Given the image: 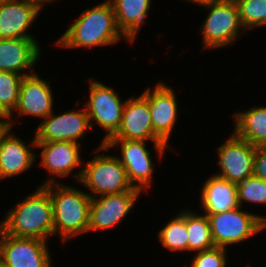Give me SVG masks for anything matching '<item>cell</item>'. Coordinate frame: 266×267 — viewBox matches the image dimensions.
I'll use <instances>...</instances> for the list:
<instances>
[{"instance_id": "obj_1", "label": "cell", "mask_w": 266, "mask_h": 267, "mask_svg": "<svg viewBox=\"0 0 266 267\" xmlns=\"http://www.w3.org/2000/svg\"><path fill=\"white\" fill-rule=\"evenodd\" d=\"M123 39V40H122ZM132 43L118 29L115 12L109 0L87 7L70 23L67 30L53 43L61 49H94Z\"/></svg>"}, {"instance_id": "obj_2", "label": "cell", "mask_w": 266, "mask_h": 267, "mask_svg": "<svg viewBox=\"0 0 266 267\" xmlns=\"http://www.w3.org/2000/svg\"><path fill=\"white\" fill-rule=\"evenodd\" d=\"M6 211L0 229L11 236L48 242L54 236L53 205L48 190L38 186Z\"/></svg>"}, {"instance_id": "obj_3", "label": "cell", "mask_w": 266, "mask_h": 267, "mask_svg": "<svg viewBox=\"0 0 266 267\" xmlns=\"http://www.w3.org/2000/svg\"><path fill=\"white\" fill-rule=\"evenodd\" d=\"M53 205L54 235L66 244L72 237L88 233L91 197L74 185L51 183L44 186Z\"/></svg>"}, {"instance_id": "obj_4", "label": "cell", "mask_w": 266, "mask_h": 267, "mask_svg": "<svg viewBox=\"0 0 266 267\" xmlns=\"http://www.w3.org/2000/svg\"><path fill=\"white\" fill-rule=\"evenodd\" d=\"M99 151H102L99 153ZM98 152V153H97ZM107 152V153H104ZM91 160H84L78 185H83L91 198L131 191L126 169L110 149L101 142L91 152ZM86 161V162H84Z\"/></svg>"}, {"instance_id": "obj_5", "label": "cell", "mask_w": 266, "mask_h": 267, "mask_svg": "<svg viewBox=\"0 0 266 267\" xmlns=\"http://www.w3.org/2000/svg\"><path fill=\"white\" fill-rule=\"evenodd\" d=\"M147 141L109 139L104 145L109 149L118 147L120 154H115L118 160L126 169L127 177L133 188L141 190L143 193L153 187V175L156 170L153 163L151 151L157 153V159L164 157L166 150L172 147L165 143H153L149 149Z\"/></svg>"}, {"instance_id": "obj_6", "label": "cell", "mask_w": 266, "mask_h": 267, "mask_svg": "<svg viewBox=\"0 0 266 267\" xmlns=\"http://www.w3.org/2000/svg\"><path fill=\"white\" fill-rule=\"evenodd\" d=\"M208 10L205 20L200 25L202 51L230 47L246 33L241 24L236 2L214 0L200 6Z\"/></svg>"}, {"instance_id": "obj_7", "label": "cell", "mask_w": 266, "mask_h": 267, "mask_svg": "<svg viewBox=\"0 0 266 267\" xmlns=\"http://www.w3.org/2000/svg\"><path fill=\"white\" fill-rule=\"evenodd\" d=\"M206 215L215 246L225 249L235 244L241 245L266 229V215L248 212L241 206L222 213Z\"/></svg>"}, {"instance_id": "obj_8", "label": "cell", "mask_w": 266, "mask_h": 267, "mask_svg": "<svg viewBox=\"0 0 266 267\" xmlns=\"http://www.w3.org/2000/svg\"><path fill=\"white\" fill-rule=\"evenodd\" d=\"M94 78H87L89 96L84 104L92 130H95V125L103 128L105 135L101 143L104 144L119 130L125 100L113 86Z\"/></svg>"}, {"instance_id": "obj_9", "label": "cell", "mask_w": 266, "mask_h": 267, "mask_svg": "<svg viewBox=\"0 0 266 267\" xmlns=\"http://www.w3.org/2000/svg\"><path fill=\"white\" fill-rule=\"evenodd\" d=\"M82 147L79 143L68 141L36 142V149H40V153H36L37 157L40 156L38 165L47 170V177L49 176L40 186L62 183L59 179L70 176L76 180L74 183L78 184L83 166ZM76 169H79L78 172Z\"/></svg>"}, {"instance_id": "obj_10", "label": "cell", "mask_w": 266, "mask_h": 267, "mask_svg": "<svg viewBox=\"0 0 266 267\" xmlns=\"http://www.w3.org/2000/svg\"><path fill=\"white\" fill-rule=\"evenodd\" d=\"M80 101L75 102V109L65 111L56 115L55 110L46 118L41 120L35 130L36 142L68 141L76 142L83 146L88 131H92L89 117L84 105ZM81 108V109H80ZM77 109V110H76ZM55 112V113H54ZM81 139V140H80Z\"/></svg>"}, {"instance_id": "obj_11", "label": "cell", "mask_w": 266, "mask_h": 267, "mask_svg": "<svg viewBox=\"0 0 266 267\" xmlns=\"http://www.w3.org/2000/svg\"><path fill=\"white\" fill-rule=\"evenodd\" d=\"M50 83L38 72L23 76L17 106L8 116L9 127H16L14 125L18 124L19 117H37L42 120L55 110L54 93Z\"/></svg>"}, {"instance_id": "obj_12", "label": "cell", "mask_w": 266, "mask_h": 267, "mask_svg": "<svg viewBox=\"0 0 266 267\" xmlns=\"http://www.w3.org/2000/svg\"><path fill=\"white\" fill-rule=\"evenodd\" d=\"M216 148L219 168L213 173L215 176L237 185L253 175L256 146L232 132L225 142Z\"/></svg>"}, {"instance_id": "obj_13", "label": "cell", "mask_w": 266, "mask_h": 267, "mask_svg": "<svg viewBox=\"0 0 266 267\" xmlns=\"http://www.w3.org/2000/svg\"><path fill=\"white\" fill-rule=\"evenodd\" d=\"M174 90L169 84L158 81L152 88L147 87L141 93L148 102L154 134L168 146L180 117L177 93Z\"/></svg>"}, {"instance_id": "obj_14", "label": "cell", "mask_w": 266, "mask_h": 267, "mask_svg": "<svg viewBox=\"0 0 266 267\" xmlns=\"http://www.w3.org/2000/svg\"><path fill=\"white\" fill-rule=\"evenodd\" d=\"M49 242L34 238H19L0 229V261L6 267H52Z\"/></svg>"}, {"instance_id": "obj_15", "label": "cell", "mask_w": 266, "mask_h": 267, "mask_svg": "<svg viewBox=\"0 0 266 267\" xmlns=\"http://www.w3.org/2000/svg\"><path fill=\"white\" fill-rule=\"evenodd\" d=\"M142 191L133 188L131 191L104 195L91 199L88 233L92 231L111 230L132 213Z\"/></svg>"}, {"instance_id": "obj_16", "label": "cell", "mask_w": 266, "mask_h": 267, "mask_svg": "<svg viewBox=\"0 0 266 267\" xmlns=\"http://www.w3.org/2000/svg\"><path fill=\"white\" fill-rule=\"evenodd\" d=\"M19 137L13 127H8L0 137V182L30 171L38 159L35 137L32 136L30 145Z\"/></svg>"}, {"instance_id": "obj_17", "label": "cell", "mask_w": 266, "mask_h": 267, "mask_svg": "<svg viewBox=\"0 0 266 267\" xmlns=\"http://www.w3.org/2000/svg\"><path fill=\"white\" fill-rule=\"evenodd\" d=\"M125 100L121 123L117 133L110 139L142 140L163 143L153 132L151 113L147 100L140 94Z\"/></svg>"}, {"instance_id": "obj_18", "label": "cell", "mask_w": 266, "mask_h": 267, "mask_svg": "<svg viewBox=\"0 0 266 267\" xmlns=\"http://www.w3.org/2000/svg\"><path fill=\"white\" fill-rule=\"evenodd\" d=\"M37 38L0 39V71L27 76L36 72L41 58Z\"/></svg>"}, {"instance_id": "obj_19", "label": "cell", "mask_w": 266, "mask_h": 267, "mask_svg": "<svg viewBox=\"0 0 266 267\" xmlns=\"http://www.w3.org/2000/svg\"><path fill=\"white\" fill-rule=\"evenodd\" d=\"M41 11L37 5L24 0H1L0 39L36 38L29 30L35 26L33 23Z\"/></svg>"}, {"instance_id": "obj_20", "label": "cell", "mask_w": 266, "mask_h": 267, "mask_svg": "<svg viewBox=\"0 0 266 267\" xmlns=\"http://www.w3.org/2000/svg\"><path fill=\"white\" fill-rule=\"evenodd\" d=\"M201 187L199 204L204 211L201 213H222L239 206L236 184L212 174Z\"/></svg>"}, {"instance_id": "obj_21", "label": "cell", "mask_w": 266, "mask_h": 267, "mask_svg": "<svg viewBox=\"0 0 266 267\" xmlns=\"http://www.w3.org/2000/svg\"><path fill=\"white\" fill-rule=\"evenodd\" d=\"M122 34L133 44L152 9V0H109Z\"/></svg>"}, {"instance_id": "obj_22", "label": "cell", "mask_w": 266, "mask_h": 267, "mask_svg": "<svg viewBox=\"0 0 266 267\" xmlns=\"http://www.w3.org/2000/svg\"><path fill=\"white\" fill-rule=\"evenodd\" d=\"M233 132L251 145L266 144V106L254 105L246 111H234Z\"/></svg>"}, {"instance_id": "obj_23", "label": "cell", "mask_w": 266, "mask_h": 267, "mask_svg": "<svg viewBox=\"0 0 266 267\" xmlns=\"http://www.w3.org/2000/svg\"><path fill=\"white\" fill-rule=\"evenodd\" d=\"M157 239L166 251L188 253V232L186 227V209L176 212L165 226L158 230Z\"/></svg>"}, {"instance_id": "obj_24", "label": "cell", "mask_w": 266, "mask_h": 267, "mask_svg": "<svg viewBox=\"0 0 266 267\" xmlns=\"http://www.w3.org/2000/svg\"><path fill=\"white\" fill-rule=\"evenodd\" d=\"M198 212V213H197ZM197 209H186L188 253H196L215 247L207 215Z\"/></svg>"}, {"instance_id": "obj_25", "label": "cell", "mask_w": 266, "mask_h": 267, "mask_svg": "<svg viewBox=\"0 0 266 267\" xmlns=\"http://www.w3.org/2000/svg\"><path fill=\"white\" fill-rule=\"evenodd\" d=\"M237 5L241 24L247 33L266 26V0H239Z\"/></svg>"}, {"instance_id": "obj_26", "label": "cell", "mask_w": 266, "mask_h": 267, "mask_svg": "<svg viewBox=\"0 0 266 267\" xmlns=\"http://www.w3.org/2000/svg\"><path fill=\"white\" fill-rule=\"evenodd\" d=\"M23 76L0 71V108L9 116L17 106Z\"/></svg>"}, {"instance_id": "obj_27", "label": "cell", "mask_w": 266, "mask_h": 267, "mask_svg": "<svg viewBox=\"0 0 266 267\" xmlns=\"http://www.w3.org/2000/svg\"><path fill=\"white\" fill-rule=\"evenodd\" d=\"M238 204L243 203L266 205V181L254 175L237 184Z\"/></svg>"}, {"instance_id": "obj_28", "label": "cell", "mask_w": 266, "mask_h": 267, "mask_svg": "<svg viewBox=\"0 0 266 267\" xmlns=\"http://www.w3.org/2000/svg\"><path fill=\"white\" fill-rule=\"evenodd\" d=\"M228 249L213 247L207 250L192 253L190 267H228ZM228 259V260H227Z\"/></svg>"}, {"instance_id": "obj_29", "label": "cell", "mask_w": 266, "mask_h": 267, "mask_svg": "<svg viewBox=\"0 0 266 267\" xmlns=\"http://www.w3.org/2000/svg\"><path fill=\"white\" fill-rule=\"evenodd\" d=\"M253 175L266 181V144L256 146Z\"/></svg>"}, {"instance_id": "obj_30", "label": "cell", "mask_w": 266, "mask_h": 267, "mask_svg": "<svg viewBox=\"0 0 266 267\" xmlns=\"http://www.w3.org/2000/svg\"><path fill=\"white\" fill-rule=\"evenodd\" d=\"M24 1L37 5L43 11L44 6H48L52 3L55 4L57 3L58 0H24Z\"/></svg>"}, {"instance_id": "obj_31", "label": "cell", "mask_w": 266, "mask_h": 267, "mask_svg": "<svg viewBox=\"0 0 266 267\" xmlns=\"http://www.w3.org/2000/svg\"><path fill=\"white\" fill-rule=\"evenodd\" d=\"M181 1H186V3L190 2L191 4H195V6L196 5L203 6V5H206L207 3L214 1V0H181Z\"/></svg>"}, {"instance_id": "obj_32", "label": "cell", "mask_w": 266, "mask_h": 267, "mask_svg": "<svg viewBox=\"0 0 266 267\" xmlns=\"http://www.w3.org/2000/svg\"><path fill=\"white\" fill-rule=\"evenodd\" d=\"M9 127L8 119H0V137Z\"/></svg>"}, {"instance_id": "obj_33", "label": "cell", "mask_w": 266, "mask_h": 267, "mask_svg": "<svg viewBox=\"0 0 266 267\" xmlns=\"http://www.w3.org/2000/svg\"><path fill=\"white\" fill-rule=\"evenodd\" d=\"M0 119H8V115L0 108Z\"/></svg>"}, {"instance_id": "obj_34", "label": "cell", "mask_w": 266, "mask_h": 267, "mask_svg": "<svg viewBox=\"0 0 266 267\" xmlns=\"http://www.w3.org/2000/svg\"><path fill=\"white\" fill-rule=\"evenodd\" d=\"M220 1H224V2H238L239 0H220Z\"/></svg>"}, {"instance_id": "obj_35", "label": "cell", "mask_w": 266, "mask_h": 267, "mask_svg": "<svg viewBox=\"0 0 266 267\" xmlns=\"http://www.w3.org/2000/svg\"><path fill=\"white\" fill-rule=\"evenodd\" d=\"M0 267H6V265L0 261Z\"/></svg>"}]
</instances>
